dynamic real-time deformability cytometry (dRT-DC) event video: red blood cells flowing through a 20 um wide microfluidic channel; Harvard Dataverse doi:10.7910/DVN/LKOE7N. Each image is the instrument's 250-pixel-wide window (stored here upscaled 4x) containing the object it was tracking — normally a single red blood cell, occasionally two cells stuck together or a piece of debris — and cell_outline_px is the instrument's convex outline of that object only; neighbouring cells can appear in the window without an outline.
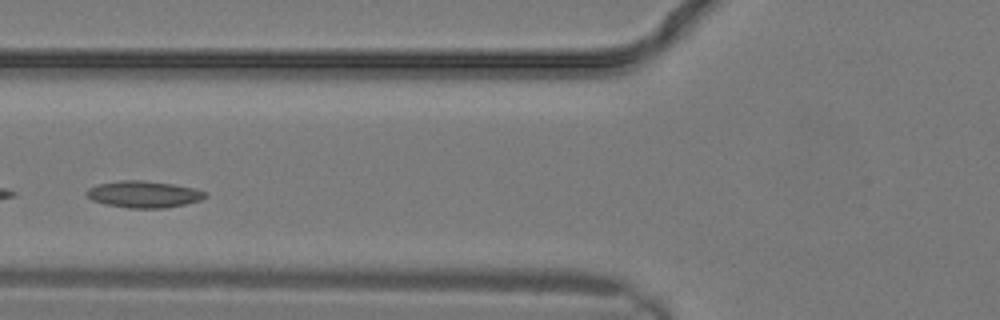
{"species": "common noctule bat (a hibernating species)", "species_latin": "Nyctalus noctula", "temperature_condition": "warm", "stored_images_in_passage": 7, "camera_frame_rate_fps": 3000, "um_per_image_px": 0.085, "animal": {"sex": "male", "body_mass_g": 19.2, "forearm_length_mm": 51.8}, "frame": {"image": 1, "passage_image": 6, "time_ms": 1.667, "image_size_px": [1000, 320], "cell_outline_px": [[208, 196], [200, 200], [168, 208], [128, 208], [104, 204], [92, 200], [84, 192], [88, 188], [100, 184], [120, 180], [144, 180], [172, 184], [196, 188], [208, 192]], "centroid_in_image_um": [12.24, 16.51], "position_along_channel_um": 113.6, "area_um2": 18.61}}